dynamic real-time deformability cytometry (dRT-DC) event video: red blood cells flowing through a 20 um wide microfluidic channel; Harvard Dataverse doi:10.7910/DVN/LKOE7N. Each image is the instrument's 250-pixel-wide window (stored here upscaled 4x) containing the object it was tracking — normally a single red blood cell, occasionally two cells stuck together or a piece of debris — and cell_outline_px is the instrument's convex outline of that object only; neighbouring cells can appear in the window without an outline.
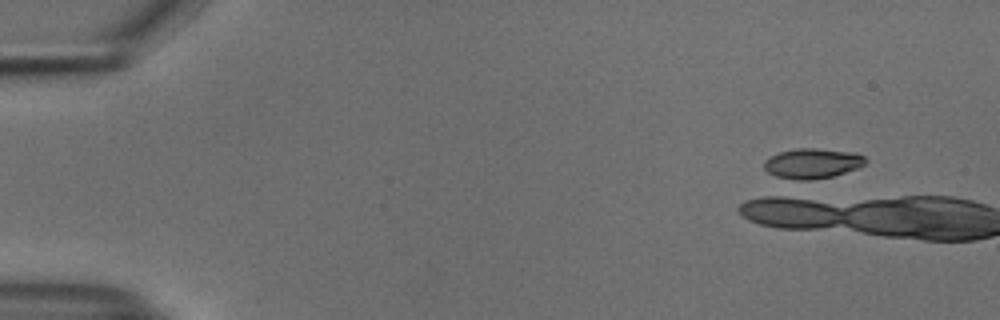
{"species": "common noctule bat (a hibernating species)", "species_latin": "Nyctalus noctula", "temperature_condition": "cold", "stored_images_in_passage": 1, "camera_frame_rate_fps": 3000, "um_per_image_px": 0.085, "animal": {"sex": "male", "body_mass_g": 18.8}, "frame": {"image": 1, "passage_image": 1, "time_ms": 0.0, "image_size_px": [1000, 320], "cell_outline_px": [[868, 160], [864, 164], [856, 168], [832, 176], [812, 180], [784, 180], [768, 172], [764, 168], [764, 160], [780, 152], [796, 148], [816, 148], [856, 152], [864, 156]], "centroid_in_image_um": [69.04, 13.89], "position_along_channel_um": 16.0, "area_um2": 17.92}}